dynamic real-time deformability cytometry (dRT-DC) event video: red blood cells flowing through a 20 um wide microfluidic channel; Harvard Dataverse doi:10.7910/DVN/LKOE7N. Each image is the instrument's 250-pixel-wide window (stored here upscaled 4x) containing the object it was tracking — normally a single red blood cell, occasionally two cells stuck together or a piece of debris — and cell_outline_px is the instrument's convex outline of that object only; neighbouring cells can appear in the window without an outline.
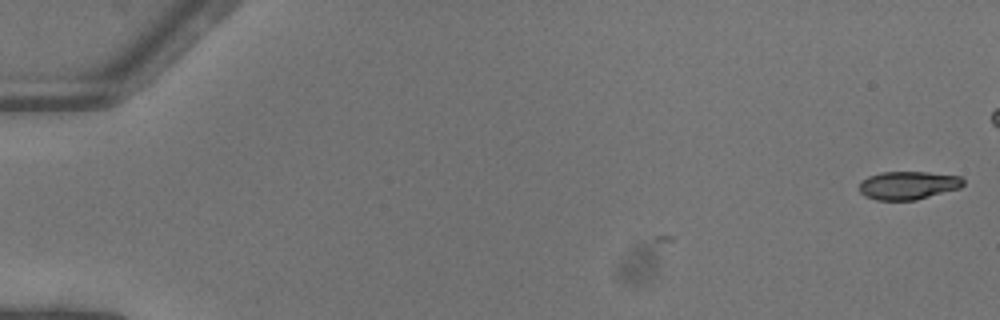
{"species": "common noctule bat (a hibernating species)", "species_latin": "Nyctalus noctula", "temperature_condition": "warm", "stored_images_in_passage": 2, "camera_frame_rate_fps": 3000, "um_per_image_px": 0.085, "animal": {"sex": "female"}, "frame": {"image": 1, "passage_image": 2, "time_ms": 0.333, "image_size_px": [1000, 320], "cell_outline_px": [[964, 184], [960, 188], [916, 200], [876, 200], [864, 196], [860, 192], [860, 180], [868, 176], [880, 172], [928, 172], [960, 176], [964, 180]], "centroid_in_image_um": [77.18, 15.75], "position_along_channel_um": 7.8, "area_um2": 17.22}}